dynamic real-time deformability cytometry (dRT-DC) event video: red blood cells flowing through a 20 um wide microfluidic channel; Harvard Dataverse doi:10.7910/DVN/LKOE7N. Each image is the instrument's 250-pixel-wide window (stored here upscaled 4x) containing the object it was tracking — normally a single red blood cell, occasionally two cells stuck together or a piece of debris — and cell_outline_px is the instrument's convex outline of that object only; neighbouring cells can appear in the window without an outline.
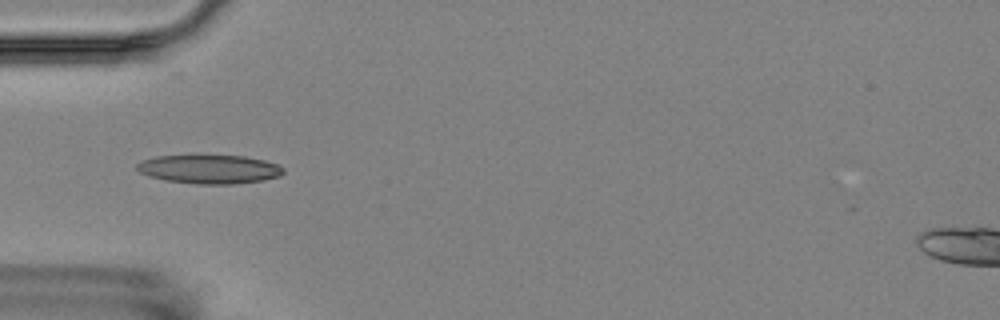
{"species": "Egyptian fruit bat (a non-hibernating species)", "species_latin": "Rousettus aegyptiacus", "temperature_condition": "room temperature", "stored_images_in_passage": 4, "camera_frame_rate_fps": 3000, "um_per_image_px": 0.085, "animal": {"sex": "female"}, "frame": {"image": 1, "passage_image": 4, "time_ms": 5.0, "image_size_px": [1000, 320], "cell_outline_px": [[284, 172], [280, 176], [264, 180], [236, 184], [196, 184], [164, 180], [148, 176], [140, 172], [136, 168], [136, 164], [140, 160], [156, 156], [192, 152], [196, 152], [244, 156], [264, 160], [276, 164], [284, 168]], "centroid_in_image_um": [17.74, 14.33], "position_along_channel_um": 67.3, "area_um2": 25.95}}